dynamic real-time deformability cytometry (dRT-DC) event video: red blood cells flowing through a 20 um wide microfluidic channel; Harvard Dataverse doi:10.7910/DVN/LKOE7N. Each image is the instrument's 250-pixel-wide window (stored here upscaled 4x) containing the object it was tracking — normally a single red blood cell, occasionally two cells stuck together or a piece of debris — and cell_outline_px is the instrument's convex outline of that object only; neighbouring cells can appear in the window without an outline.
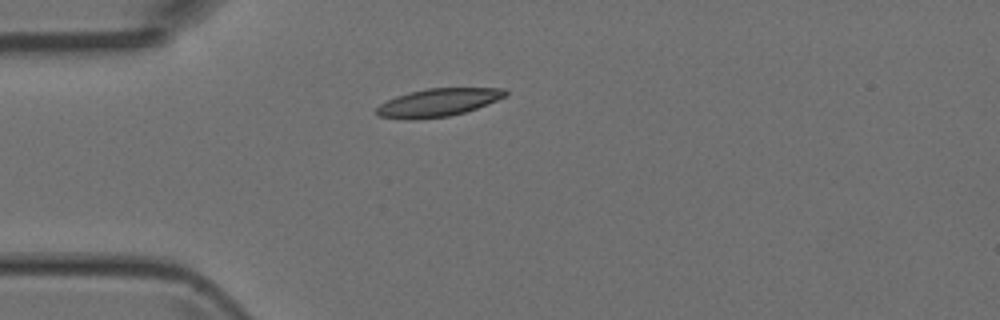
{"species": "Egyptian fruit bat (a non-hibernating species)", "species_latin": "Rousettus aegyptiacus", "temperature_condition": "room temperature", "stored_images_in_passage": 4, "camera_frame_rate_fps": 3000, "um_per_image_px": 0.085, "animal": {"sex": "female"}, "frame": {"image": 1, "passage_image": 4, "time_ms": 4.333, "image_size_px": [1000, 320], "cell_outline_px": [[508, 96], [476, 108], [464, 112], [448, 116], [412, 120], [404, 120], [380, 116], [376, 112], [376, 108], [380, 104], [396, 96], [428, 88], [504, 88], [508, 92]], "centroid_in_image_um": [37.25, 8.71], "position_along_channel_um": 47.8, "area_um2": 20.87}}